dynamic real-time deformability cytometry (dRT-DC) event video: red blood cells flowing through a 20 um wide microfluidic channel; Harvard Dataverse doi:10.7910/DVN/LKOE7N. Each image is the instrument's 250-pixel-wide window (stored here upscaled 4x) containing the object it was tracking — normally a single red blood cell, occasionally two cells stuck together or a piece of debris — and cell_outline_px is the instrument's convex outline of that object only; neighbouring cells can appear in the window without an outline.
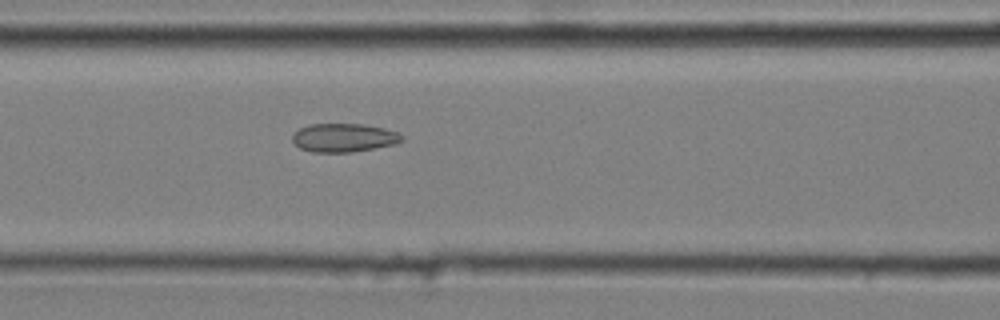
{"species": "common noctule bat (a hibernating species)", "species_latin": "Nyctalus noctula", "temperature_condition": "cold", "stored_images_in_passage": 6, "camera_frame_rate_fps": 3000, "um_per_image_px": 0.085, "animal": {"sex": "male", "body_mass_g": 20.4}, "frame": {"image": 1, "passage_image": 6, "time_ms": 1.667, "image_size_px": [1000, 320], "cell_outline_px": [[404, 140], [396, 144], [352, 152], [312, 152], [300, 148], [292, 140], [292, 136], [300, 128], [308, 124], [364, 124], [384, 128], [396, 132], [404, 136]], "centroid_in_image_um": [29.24, 11.7], "position_along_channel_um": 137.4, "area_um2": 18.21}}